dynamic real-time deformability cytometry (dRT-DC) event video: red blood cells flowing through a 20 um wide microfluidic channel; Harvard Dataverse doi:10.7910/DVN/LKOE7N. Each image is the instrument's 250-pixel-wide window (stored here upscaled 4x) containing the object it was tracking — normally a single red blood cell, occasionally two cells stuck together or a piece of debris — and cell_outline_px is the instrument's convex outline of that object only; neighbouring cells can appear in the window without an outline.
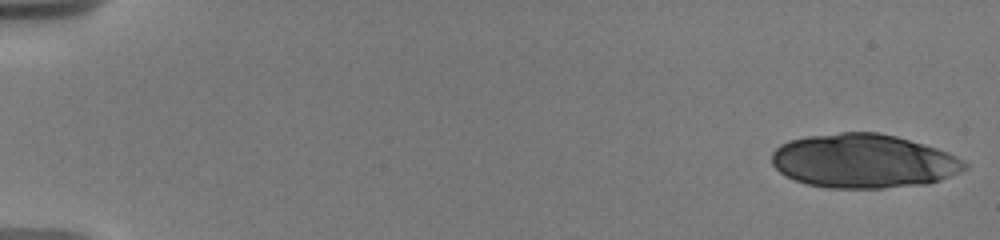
{"species": "human", "species_latin": "Homo sapiens", "temperature_condition": "warm", "stored_images_in_passage": 39, "camera_frame_rate_fps": 3000, "um_per_image_px": 0.085, "donor": {"sex": "male"}, "frame": {"image": 1, "passage_image": 1, "time_ms": 0.0, "image_size_px": [1000, 240], "cell_outline_px": [[968, 168], [960, 172], [940, 180], [928, 184], [884, 188], [828, 188], [808, 184], [796, 180], [780, 172], [772, 164], [772, 152], [780, 144], [788, 140], [808, 136], [840, 132], [876, 132], [896, 136], [924, 144], [948, 152], [964, 160], [968, 164]], "centroid_in_image_um": [73.42, 13.69], "position_along_channel_um": 11.6, "area_um2": 60.86}}
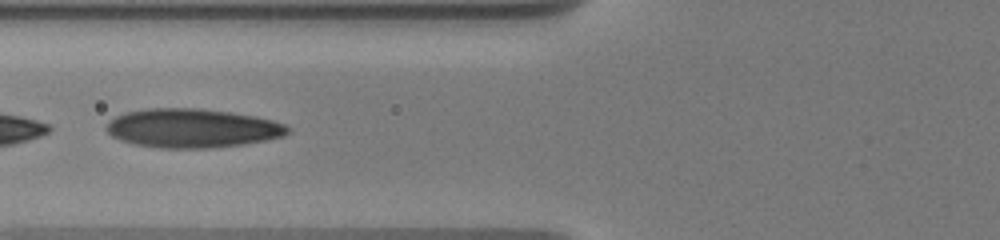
{"frame": {"image": 2, "passage_image": 38, "time_ms": 7.333, "image_size_px": [1000, 240], "cell_outline_px": [[288, 132], [284, 136], [244, 144], [212, 148], [160, 148], [132, 144], [120, 140], [112, 136], [104, 128], [108, 120], [124, 112], [148, 108], [200, 108], [256, 116], [272, 120], [284, 124], [288, 128]], "centroid_in_image_um": [16.28, 10.89], "position_along_channel_um": 109.5, "area_um2": 41.33}}